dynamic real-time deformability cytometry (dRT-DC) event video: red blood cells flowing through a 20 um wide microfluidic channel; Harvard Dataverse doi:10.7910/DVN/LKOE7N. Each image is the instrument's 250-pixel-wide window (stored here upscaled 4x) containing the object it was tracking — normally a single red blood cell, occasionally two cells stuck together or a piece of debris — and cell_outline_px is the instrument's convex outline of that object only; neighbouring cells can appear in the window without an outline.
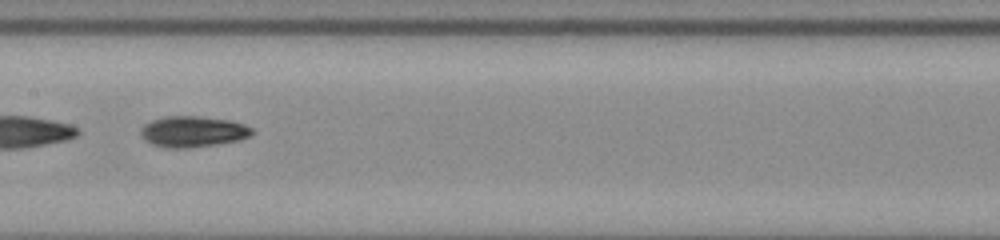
{"species": "common noctule bat (a hibernating species)", "species_latin": "Nyctalus noctula", "temperature_condition": "room temperature", "stored_images_in_passage": 33, "camera_frame_rate_fps": 3000, "um_per_image_px": 0.085, "animal": {"sex": "male", "body_mass_g": 20.0, "forearm_length_mm": 53.3}, "frame": {"image": 1, "passage_image": 10, "time_ms": 3.0, "image_size_px": [1000, 240], "cell_outline_px": [[252, 132], [248, 136], [240, 140], [216, 144], [188, 148], [164, 148], [152, 144], [144, 140], [140, 136], [140, 128], [144, 124], [152, 120], [164, 116], [200, 116], [232, 120], [244, 124], [252, 128]], "centroid_in_image_um": [16.35, 11.18], "position_along_channel_um": 191.1, "area_um2": 20.29}}